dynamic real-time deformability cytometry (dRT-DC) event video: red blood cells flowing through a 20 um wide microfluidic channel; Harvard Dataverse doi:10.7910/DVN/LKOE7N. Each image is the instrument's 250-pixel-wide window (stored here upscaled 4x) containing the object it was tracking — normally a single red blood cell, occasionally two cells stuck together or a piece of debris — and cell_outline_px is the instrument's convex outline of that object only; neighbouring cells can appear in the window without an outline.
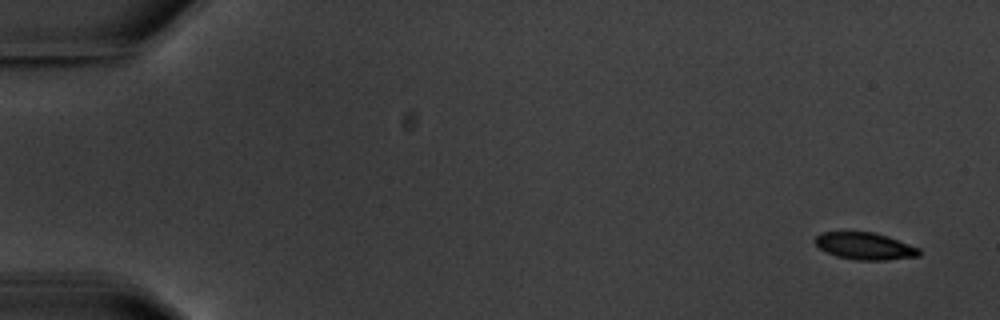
{"species": "common noctule bat (a hibernating species)", "species_latin": "Nyctalus noctula", "temperature_condition": "warm", "stored_images_in_passage": 14, "camera_frame_rate_fps": 3000, "um_per_image_px": 0.085, "animal": {"sex": "male", "body_mass_g": 20.1, "forearm_length_mm": 53.5}, "frame": {"image": 1, "passage_image": 1, "time_ms": 0.0, "image_size_px": [1000, 320], "cell_outline_px": [[920, 256], [888, 260], [856, 260], [836, 256], [820, 248], [816, 244], [816, 236], [820, 232], [876, 232], [888, 236], [920, 248]], "centroid_in_image_um": [73.55, 20.92], "position_along_channel_um": 11.4, "area_um2": 16.42}}
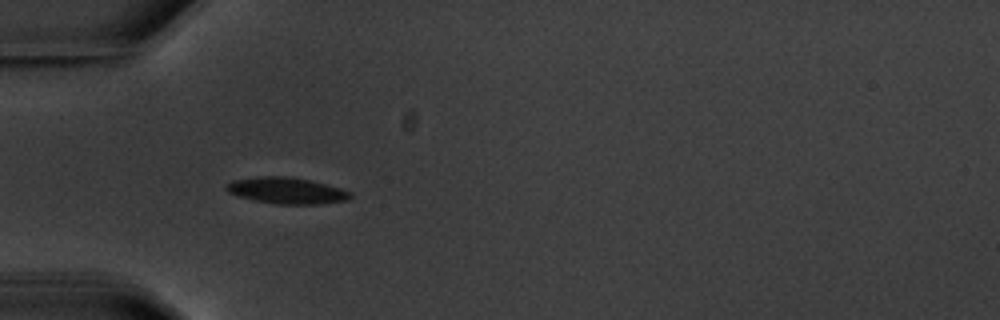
{"frame": {"image": 2, "passage_image": 5, "time_ms": 5.333, "image_size_px": [1000, 320], "cell_outline_px": [[352, 196], [348, 200], [320, 204], [276, 204], [236, 196], [228, 192], [224, 188], [224, 184], [232, 180], [264, 176], [284, 176], [308, 180], [340, 188], [352, 192]], "centroid_in_image_um": [24.33, 16.2], "position_along_channel_um": 60.7, "area_um2": 18.96}}
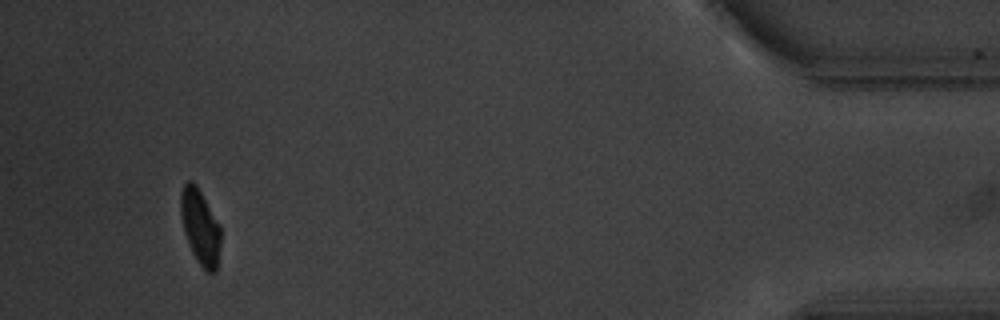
{"frame": {"image": 3, "passage_image": 14, "time_ms": 17.667, "image_size_px": [1000, 320], "cell_outline_px": [[220, 244], [216, 272], [208, 272], [196, 260], [192, 252], [184, 232], [180, 216], [180, 192], [184, 184], [188, 180], [192, 180], [196, 184], [220, 224]], "centroid_in_image_um": [17.0, 19.25], "position_along_channel_um": 418.2, "area_um2": 17.57}, "authors_computed_cell_mechanics": {"area_um2": 18.1492, "velocity_mm_per_s": 3.4628, "shape_relaxation_time_tau1_ms": 1.7648, "shape_relaxation_time_tau2_ms": 1.4381, "deformation_change_tau1": 0.1119, "deformation_change_tau2": 0.047}}